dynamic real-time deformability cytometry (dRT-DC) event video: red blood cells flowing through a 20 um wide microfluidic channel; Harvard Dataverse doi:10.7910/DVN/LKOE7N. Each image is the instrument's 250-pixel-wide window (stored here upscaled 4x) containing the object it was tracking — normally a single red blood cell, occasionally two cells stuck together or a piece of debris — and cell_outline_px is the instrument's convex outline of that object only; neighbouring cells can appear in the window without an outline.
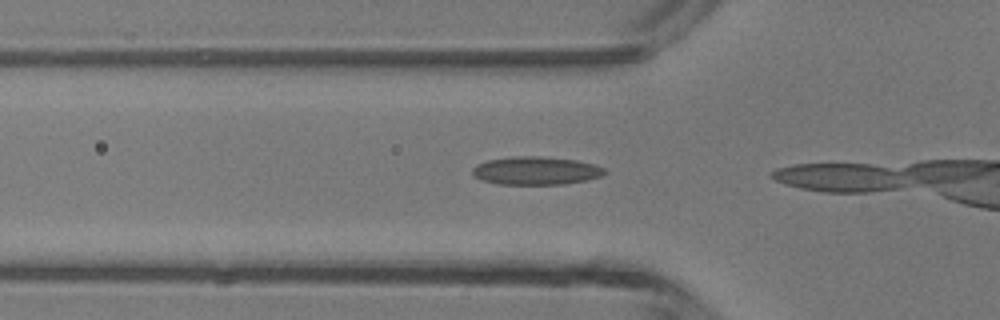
{"species": "common noctule bat (a hibernating species)", "species_latin": "Nyctalus noctula", "temperature_condition": "room temperature", "stored_images_in_passage": 4, "camera_frame_rate_fps": 3000, "um_per_image_px": 0.085, "animal": {"sex": "male", "body_mass_g": 13.3}, "frame": {"image": 1, "passage_image": 3, "time_ms": 0.667, "image_size_px": [1000, 320], "cell_outline_px": [[604, 172], [600, 176], [588, 180], [564, 184], [496, 184], [480, 180], [472, 172], [472, 168], [476, 164], [488, 160], [512, 156], [540, 156], [576, 160], [596, 164], [604, 168]], "centroid_in_image_um": [45.53, 14.5], "position_along_channel_um": 80.3, "area_um2": 21.73}}